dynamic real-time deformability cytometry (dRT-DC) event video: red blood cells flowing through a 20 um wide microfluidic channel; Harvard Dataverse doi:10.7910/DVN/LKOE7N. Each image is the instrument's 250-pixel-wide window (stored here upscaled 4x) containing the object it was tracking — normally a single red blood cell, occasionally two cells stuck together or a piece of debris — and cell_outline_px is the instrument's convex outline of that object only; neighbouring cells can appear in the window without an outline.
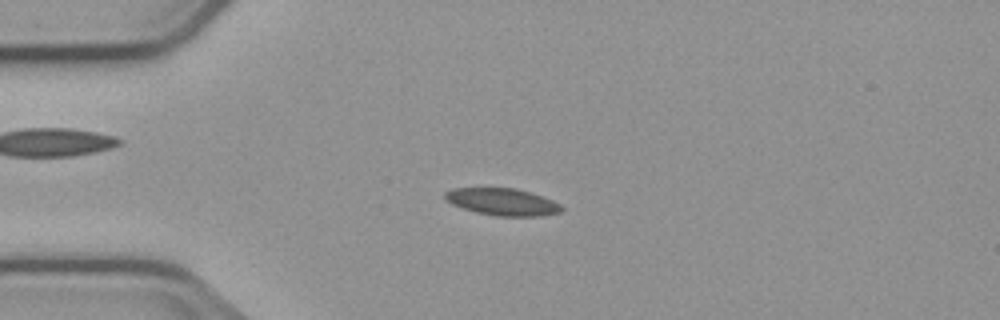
{"species": "common noctule bat (a hibernating species)", "species_latin": "Nyctalus noctula", "temperature_condition": "cold", "stored_images_in_passage": 3, "camera_frame_rate_fps": 3000, "um_per_image_px": 0.085, "animal": {"sex": "male", "body_mass_g": 23.1, "forearm_length_mm": 52.7}, "frame": {"image": 1, "passage_image": 3, "time_ms": 3.0, "image_size_px": [1000, 320], "cell_outline_px": [[564, 208], [560, 212], [540, 216], [496, 216], [476, 212], [452, 204], [444, 196], [444, 192], [452, 188], [516, 188], [532, 192], [552, 200], [560, 204]], "centroid_in_image_um": [42.73, 17.15], "position_along_channel_um": 42.3, "area_um2": 18.38}}